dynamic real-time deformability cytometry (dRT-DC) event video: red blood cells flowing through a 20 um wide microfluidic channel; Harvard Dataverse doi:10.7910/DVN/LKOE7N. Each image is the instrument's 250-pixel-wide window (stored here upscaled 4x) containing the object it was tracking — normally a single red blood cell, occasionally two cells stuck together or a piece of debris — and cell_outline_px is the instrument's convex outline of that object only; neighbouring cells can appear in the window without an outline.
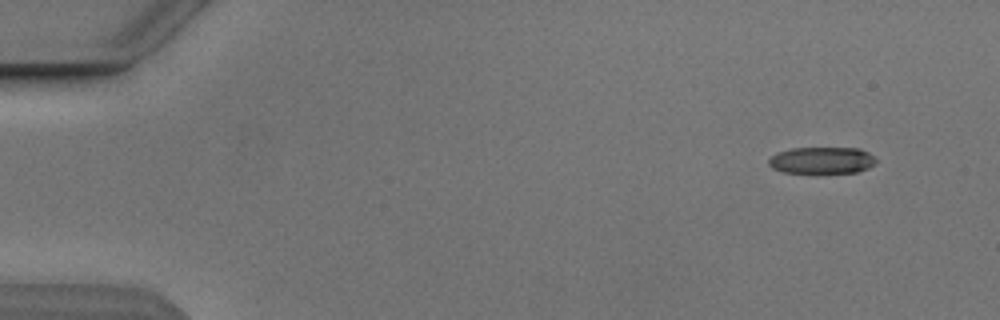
{"species": "Egyptian fruit bat (a non-hibernating species)", "species_latin": "Rousettus aegyptiacus", "temperature_condition": "cold", "stored_images_in_passage": 5, "camera_frame_rate_fps": 3000, "um_per_image_px": 0.085, "animal": {"sex": "male"}, "frame": {"image": 1, "passage_image": 1, "time_ms": 0.0, "image_size_px": [1000, 320], "cell_outline_px": [[876, 164], [868, 168], [856, 172], [816, 176], [784, 172], [772, 168], [768, 164], [768, 160], [776, 152], [792, 148], [860, 148], [868, 152], [876, 160]], "centroid_in_image_um": [69.84, 13.68], "position_along_channel_um": 15.2, "area_um2": 17.63}}
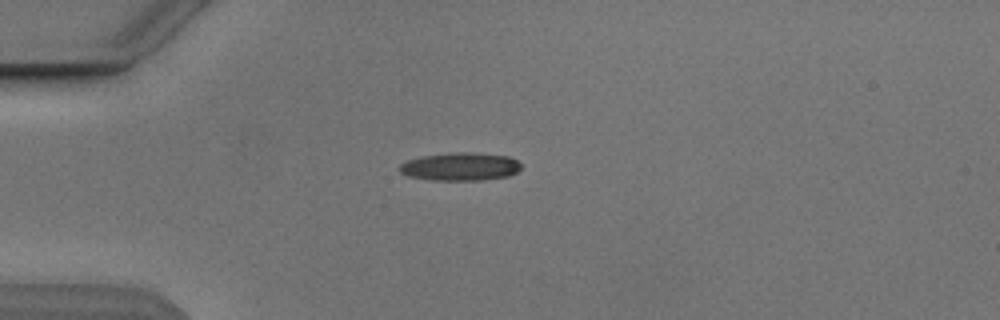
{"frame": {"image": 2, "passage_image": 4, "time_ms": 3.333, "image_size_px": [1000, 320], "cell_outline_px": [[520, 168], [516, 172], [508, 176], [480, 180], [432, 180], [408, 176], [400, 172], [400, 164], [408, 160], [424, 156], [452, 152], [476, 152], [508, 156], [516, 160], [520, 164]], "centroid_in_image_um": [39.13, 14.15], "position_along_channel_um": 45.9, "area_um2": 19.77}}